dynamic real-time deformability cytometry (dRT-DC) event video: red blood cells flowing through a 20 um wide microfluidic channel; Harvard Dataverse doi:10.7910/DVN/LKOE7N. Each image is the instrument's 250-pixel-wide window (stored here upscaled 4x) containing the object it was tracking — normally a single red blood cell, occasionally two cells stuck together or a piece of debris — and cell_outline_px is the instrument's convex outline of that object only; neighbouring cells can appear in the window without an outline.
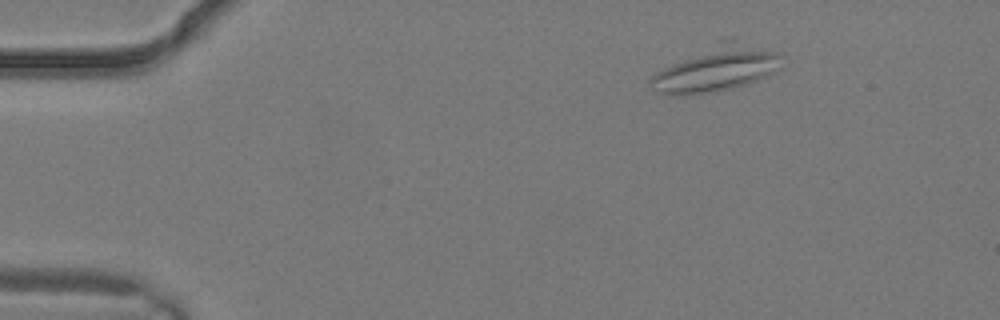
{"species": "common noctule bat (a hibernating species)", "species_latin": "Nyctalus noctula", "temperature_condition": "warm", "stored_images_in_passage": 2, "camera_frame_rate_fps": 3000, "um_per_image_px": 0.085, "animal": {"sex": "male", "body_mass_g": 19.2, "forearm_length_mm": 51.8}, "frame": {"image": 1, "passage_image": 1, "time_ms": 0.0, "image_size_px": [1000, 320], "cell_outline_px": [[780, 56], [772, 72], [768, 76], [748, 84], [716, 92], [672, 96], [660, 92], [652, 88], [648, 84], [648, 80], [656, 72], [728, 36], [732, 36], [780, 52]], "centroid_in_image_um": [60.9, 5.82], "position_along_channel_um": 24.1, "area_um2": 34.68}}